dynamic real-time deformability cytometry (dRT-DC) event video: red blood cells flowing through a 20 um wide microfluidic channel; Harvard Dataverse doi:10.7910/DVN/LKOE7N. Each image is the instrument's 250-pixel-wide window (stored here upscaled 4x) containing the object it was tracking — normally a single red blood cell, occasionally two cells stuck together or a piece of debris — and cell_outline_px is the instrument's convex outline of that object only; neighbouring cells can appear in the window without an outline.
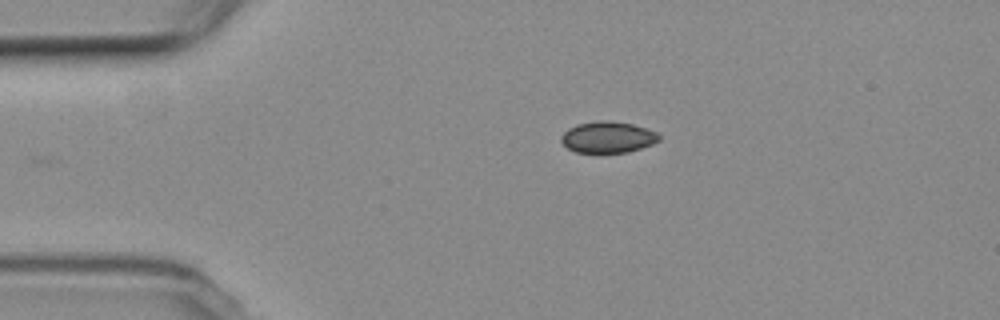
{"species": "common noctule bat (a hibernating species)", "species_latin": "Nyctalus noctula", "temperature_condition": "room temperature", "stored_images_in_passage": 2, "camera_frame_rate_fps": 3000, "um_per_image_px": 0.085, "animal": {"sex": "female", "body_mass_g": 19.3, "forearm_length_mm": 54.1}, "frame": {"image": 1, "passage_image": 2, "time_ms": 1.0, "image_size_px": [1000, 320], "cell_outline_px": [[660, 140], [652, 144], [628, 152], [596, 156], [576, 152], [568, 148], [560, 140], [560, 136], [568, 128], [576, 124], [600, 120], [608, 120], [632, 124], [656, 132], [660, 136]], "centroid_in_image_um": [51.61, 11.71], "position_along_channel_um": 33.4, "area_um2": 18.5}}